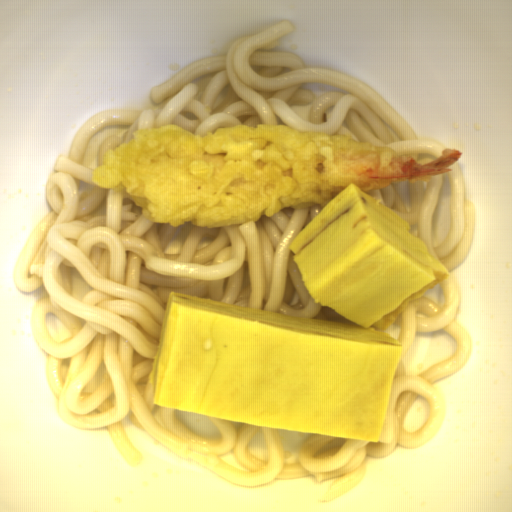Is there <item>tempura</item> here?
Wrapping results in <instances>:
<instances>
[{"instance_id":"8679c707","label":"tempura","mask_w":512,"mask_h":512,"mask_svg":"<svg viewBox=\"0 0 512 512\" xmlns=\"http://www.w3.org/2000/svg\"><path fill=\"white\" fill-rule=\"evenodd\" d=\"M464 153L435 162L404 159L396 148L272 123L230 124L193 135L168 123L133 132L91 173L169 227L222 228L293 208H324L351 183L370 191L423 183L452 172Z\"/></svg>"}]
</instances>
